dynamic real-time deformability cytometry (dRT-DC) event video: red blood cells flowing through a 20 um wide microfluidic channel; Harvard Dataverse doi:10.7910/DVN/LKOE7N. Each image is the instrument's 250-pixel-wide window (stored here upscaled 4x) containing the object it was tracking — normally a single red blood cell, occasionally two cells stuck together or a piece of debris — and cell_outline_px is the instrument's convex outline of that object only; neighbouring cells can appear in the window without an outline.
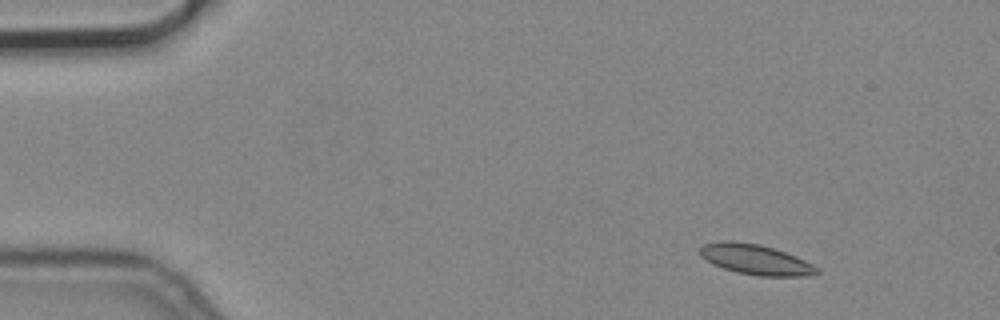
{"species": "common noctule bat (a hibernating species)", "species_latin": "Nyctalus noctula", "temperature_condition": "cold", "stored_images_in_passage": 4, "segment_of_instrument_passage": [1, 2], "camera_frame_rate_fps": 3000, "um_per_image_px": 0.085, "animal": {"sex": "male", "body_mass_g": 19.2, "forearm_length_mm": 51.8}, "frame": {"image": 1, "passage_image": 1, "time_ms": 0.0, "image_size_px": [1000, 320], "cell_outline_px": [[820, 272], [804, 276], [760, 276], [736, 272], [712, 264], [700, 256], [700, 248], [704, 244], [720, 240], [732, 240], [760, 244], [796, 256], [820, 268]], "centroid_in_image_um": [64.2, 22.05], "position_along_channel_um": 20.8, "area_um2": 20.63}}